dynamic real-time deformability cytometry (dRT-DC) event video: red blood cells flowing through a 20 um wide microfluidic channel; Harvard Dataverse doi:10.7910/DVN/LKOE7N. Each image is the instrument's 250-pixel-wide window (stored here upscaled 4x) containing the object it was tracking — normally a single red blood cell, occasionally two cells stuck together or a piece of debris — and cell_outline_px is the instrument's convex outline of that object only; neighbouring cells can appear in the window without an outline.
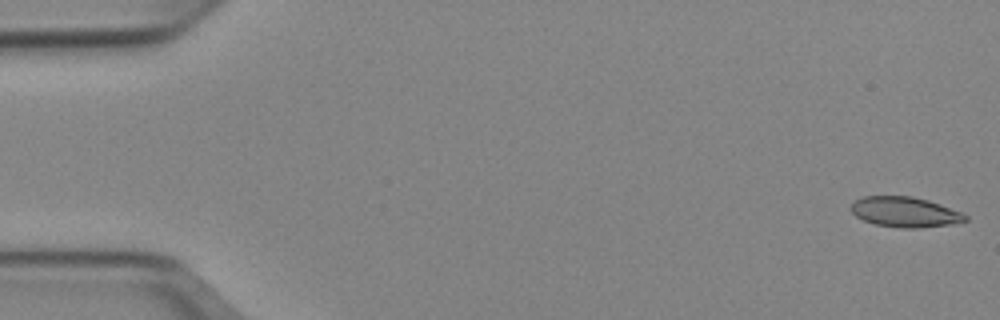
{"species": "Egyptian fruit bat (a non-hibernating species)", "species_latin": "Rousettus aegyptiacus", "temperature_condition": "cold", "stored_images_in_passage": 51, "camera_frame_rate_fps": 3000, "um_per_image_px": 0.085, "animal": {"sex": "female"}, "frame": {"image": 1, "passage_image": 1, "time_ms": 0.0, "image_size_px": [1000, 320], "cell_outline_px": [[968, 220], [952, 224], [916, 228], [900, 228], [876, 224], [864, 220], [856, 216], [848, 208], [856, 200], [864, 196], [912, 196], [928, 200], [940, 204], [960, 212], [968, 216]], "centroid_in_image_um": [76.91, 18.02], "position_along_channel_um": 8.1, "area_um2": 20.06}}
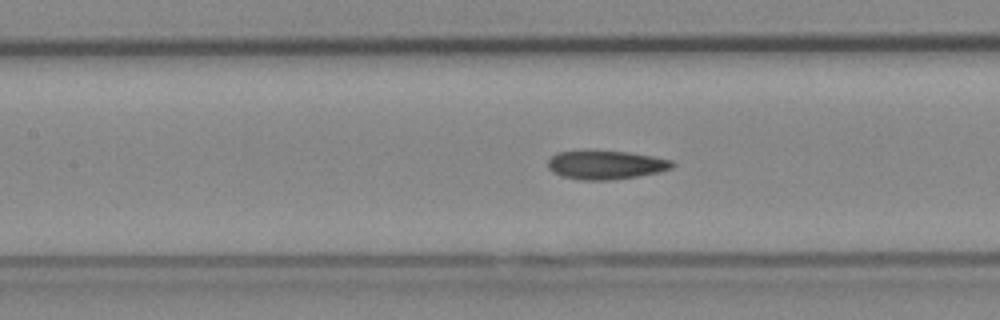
{"frame": {"image": 2, "passage_image": 23, "time_ms": 7.333, "image_size_px": [1000, 320], "cell_outline_px": [[676, 164], [672, 168], [660, 172], [636, 176], [608, 180], [580, 180], [560, 176], [552, 172], [548, 168], [548, 160], [556, 152], [584, 148], [592, 148], [628, 152], [652, 156], [672, 160]], "centroid_in_image_um": [51.43, 13.97], "position_along_channel_um": 156.0, "area_um2": 21.68}}
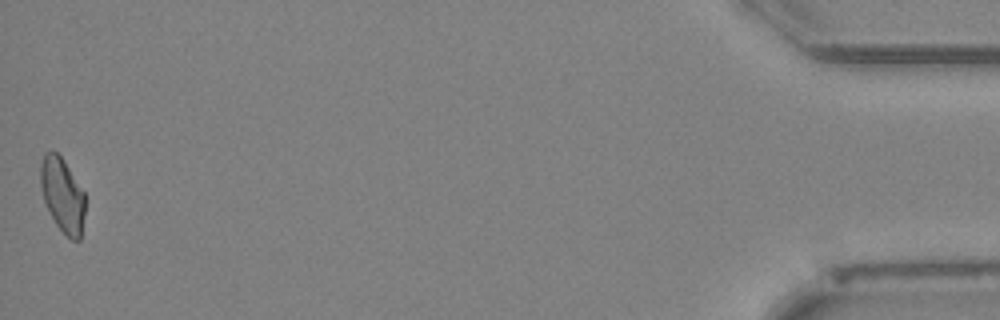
{"frame": {"image": 3, "passage_image": 51, "time_ms": 16.667, "image_size_px": [1000, 320], "cell_outline_px": [[84, 216], [80, 240], [72, 240], [56, 224], [44, 200], [40, 184], [40, 168], [44, 152], [56, 152], [64, 160], [84, 192]], "centroid_in_image_um": [5.31, 16.56], "position_along_channel_um": 429.9, "area_um2": 18.96}, "authors_computed_cell_mechanics": {"area_um2": 20.3456, "velocity_mm_per_s": 3.9564, "shape_relaxation_time_tau1_ms": null, "shape_relaxation_time_tau2_ms": 6.971, "deformation_change_tau1": null, "deformation_change_tau2": 0.1383}}